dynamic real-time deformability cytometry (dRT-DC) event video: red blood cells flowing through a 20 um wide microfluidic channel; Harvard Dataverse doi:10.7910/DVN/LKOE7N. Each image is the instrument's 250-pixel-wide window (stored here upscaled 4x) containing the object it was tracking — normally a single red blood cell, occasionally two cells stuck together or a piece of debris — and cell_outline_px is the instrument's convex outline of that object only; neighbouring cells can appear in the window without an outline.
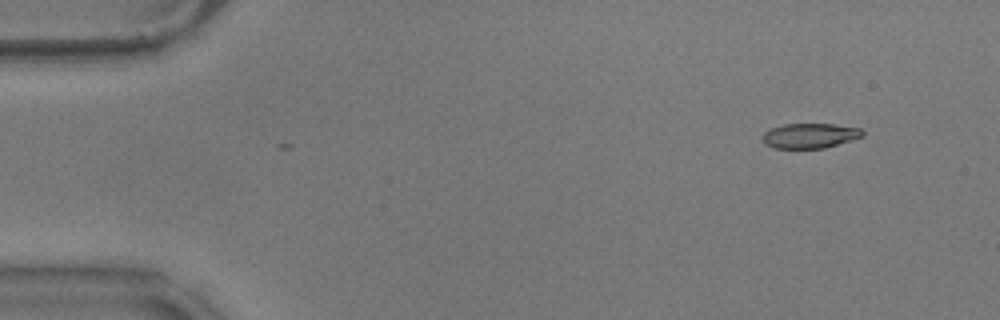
{"species": "common noctule bat (a hibernating species)", "species_latin": "Nyctalus noctula", "temperature_condition": "warm", "stored_images_in_passage": 3, "camera_frame_rate_fps": 3000, "um_per_image_px": 0.085, "animal": {"sex": "male", "body_mass_g": 17.9}, "frame": {"image": 1, "passage_image": 1, "time_ms": 0.0, "image_size_px": [1000, 320], "cell_outline_px": [[864, 136], [824, 148], [772, 148], [764, 144], [764, 132], [772, 128], [784, 124], [832, 124], [860, 128], [864, 132]], "centroid_in_image_um": [68.84, 11.53], "position_along_channel_um": 16.2, "area_um2": 14.39}}